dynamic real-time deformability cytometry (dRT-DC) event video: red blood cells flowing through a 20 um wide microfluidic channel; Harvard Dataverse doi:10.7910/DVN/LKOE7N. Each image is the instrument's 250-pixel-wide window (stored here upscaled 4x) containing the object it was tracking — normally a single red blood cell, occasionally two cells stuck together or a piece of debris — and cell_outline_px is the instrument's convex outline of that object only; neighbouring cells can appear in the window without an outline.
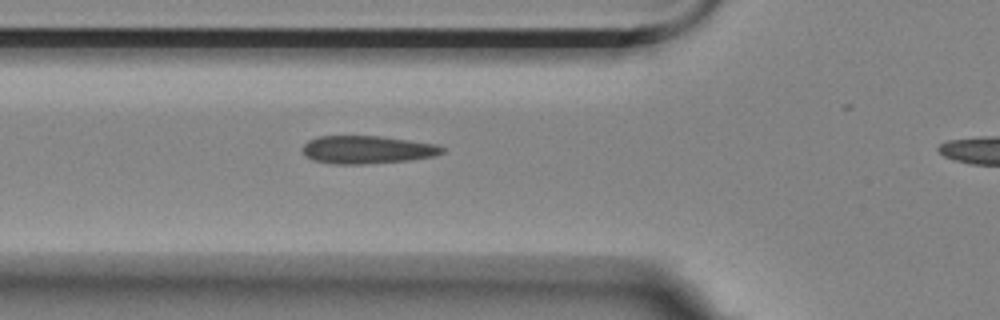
{"species": "Egyptian fruit bat (a non-hibernating species)", "species_latin": "Rousettus aegyptiacus", "temperature_condition": "room temperature", "stored_images_in_passage": 5, "segment_of_instrument_passage": [1, 2], "camera_frame_rate_fps": 3000, "um_per_image_px": 0.085, "animal": {"sex": "female"}, "frame": {"image": 1, "passage_image": 4, "time_ms": 1.0, "image_size_px": [1000, 320], "cell_outline_px": [[444, 152], [436, 156], [408, 160], [364, 164], [332, 164], [312, 160], [304, 156], [304, 144], [308, 140], [320, 136], [380, 136], [436, 144], [444, 148]], "centroid_in_image_um": [31.2, 12.73], "position_along_channel_um": 94.6, "area_um2": 22.72}}